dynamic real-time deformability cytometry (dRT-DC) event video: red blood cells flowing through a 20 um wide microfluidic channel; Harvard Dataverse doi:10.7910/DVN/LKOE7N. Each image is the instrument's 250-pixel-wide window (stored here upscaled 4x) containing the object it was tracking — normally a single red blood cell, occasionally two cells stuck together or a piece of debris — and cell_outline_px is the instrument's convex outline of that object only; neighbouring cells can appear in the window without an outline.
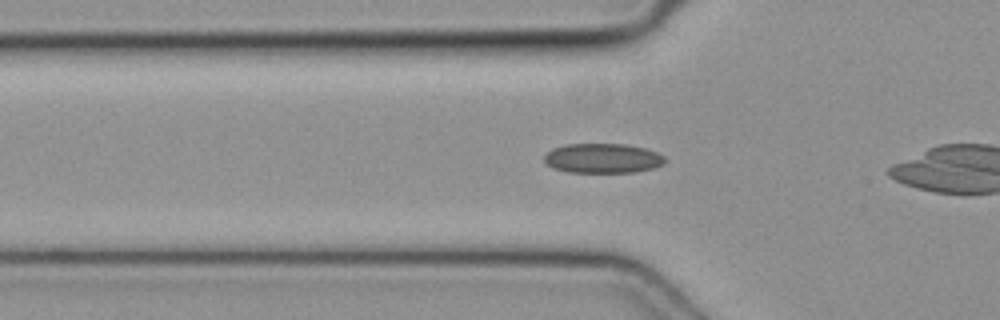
{"species": "common noctule bat (a hibernating species)", "species_latin": "Nyctalus noctula", "temperature_condition": "cold", "stored_images_in_passage": 36, "camera_frame_rate_fps": 3000, "um_per_image_px": 0.085, "animal": {"sex": "female", "body_mass_g": 19.3, "forearm_length_mm": 54.1}, "frame": {"image": 1, "passage_image": 13, "time_ms": 4.0, "image_size_px": [1000, 320], "cell_outline_px": [[668, 160], [664, 164], [656, 168], [636, 172], [568, 172], [552, 168], [544, 160], [544, 156], [552, 148], [564, 144], [624, 144], [644, 148], [656, 152], [664, 156]], "centroid_in_image_um": [51.26, 13.46], "position_along_channel_um": 74.5, "area_um2": 21.04}}
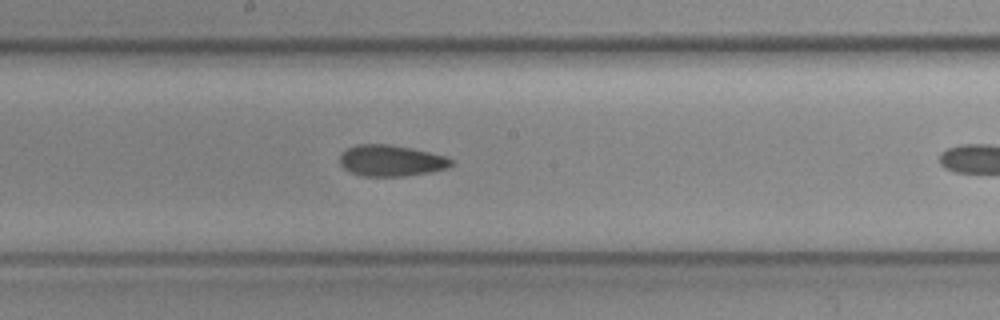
{"frame": {"image": 2, "passage_image": 23, "time_ms": 7.333, "image_size_px": [1000, 320], "cell_outline_px": [[456, 164], [448, 168], [432, 172], [404, 176], [360, 176], [344, 168], [340, 164], [340, 152], [356, 144], [388, 144], [412, 148], [448, 156]], "centroid_in_image_um": [33.28, 13.65], "position_along_channel_um": 214.9, "area_um2": 20.58}}
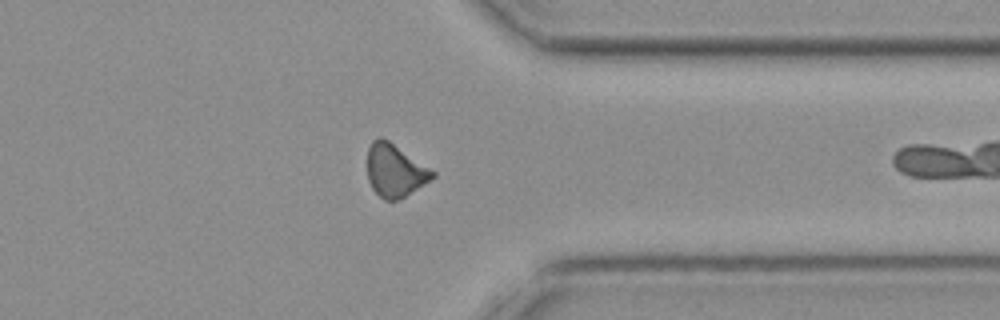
{"frame": {"image": 3, "passage_image": 35, "time_ms": 11.333, "image_size_px": [1000, 320], "cell_outline_px": [[436, 176], [432, 180], [400, 200], [384, 200], [372, 188], [368, 180], [368, 148], [372, 140], [380, 136], [388, 140], [436, 172]], "centroid_in_image_um": [33.59, 14.51], "position_along_channel_um": 377.8, "area_um2": 20.11}}